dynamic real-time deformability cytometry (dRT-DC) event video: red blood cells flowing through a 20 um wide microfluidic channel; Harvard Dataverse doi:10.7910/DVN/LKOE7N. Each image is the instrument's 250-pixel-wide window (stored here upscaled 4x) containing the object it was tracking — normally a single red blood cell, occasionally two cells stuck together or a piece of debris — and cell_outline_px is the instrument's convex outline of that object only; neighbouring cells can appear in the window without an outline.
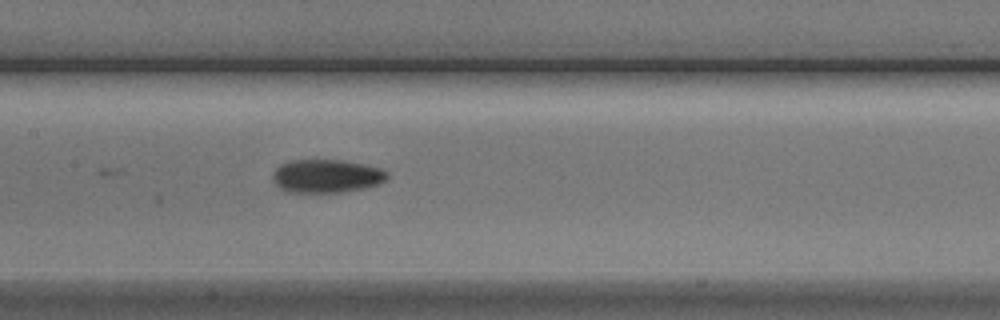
{"species": "Egyptian fruit bat (a non-hibernating species)", "species_latin": "Rousettus aegyptiacus", "temperature_condition": "cold", "stored_images_in_passage": 7, "camera_frame_rate_fps": 3000, "um_per_image_px": 0.085, "animal": {"sex": "male"}, "frame": {"image": 1, "passage_image": 7, "time_ms": 7.0, "image_size_px": [1000, 320], "cell_outline_px": [[388, 176], [380, 184], [364, 188], [340, 192], [284, 192], [272, 180], [272, 172], [280, 164], [288, 160], [344, 160], [364, 164], [380, 168], [388, 172]], "centroid_in_image_um": [27.72, 14.96], "position_along_channel_um": 179.7, "area_um2": 22.43}}